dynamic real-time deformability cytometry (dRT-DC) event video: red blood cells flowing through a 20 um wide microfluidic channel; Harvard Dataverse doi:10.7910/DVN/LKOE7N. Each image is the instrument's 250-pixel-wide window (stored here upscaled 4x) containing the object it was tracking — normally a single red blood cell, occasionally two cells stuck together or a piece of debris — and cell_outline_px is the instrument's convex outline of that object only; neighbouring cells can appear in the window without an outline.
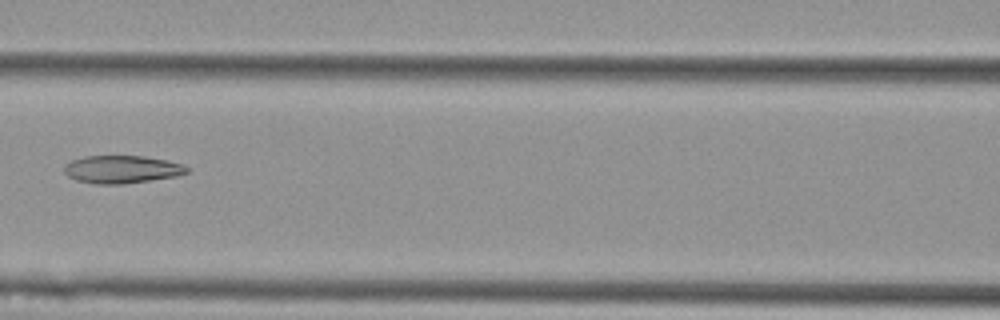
{"species": "Egyptian fruit bat (a non-hibernating species)", "species_latin": "Rousettus aegyptiacus", "temperature_condition": "cold", "stored_images_in_passage": 8, "camera_frame_rate_fps": 3000, "um_per_image_px": 0.085, "animal": {"sex": "female"}, "frame": {"image": 1, "passage_image": 7, "time_ms": 2.0, "image_size_px": [1000, 320], "cell_outline_px": [[188, 172], [176, 176], [124, 184], [96, 184], [76, 180], [68, 176], [64, 172], [64, 164], [72, 160], [84, 156], [144, 156], [168, 160], [184, 164], [188, 168]], "centroid_in_image_um": [10.35, 14.39], "position_along_channel_um": 156.3, "area_um2": 19.94}}
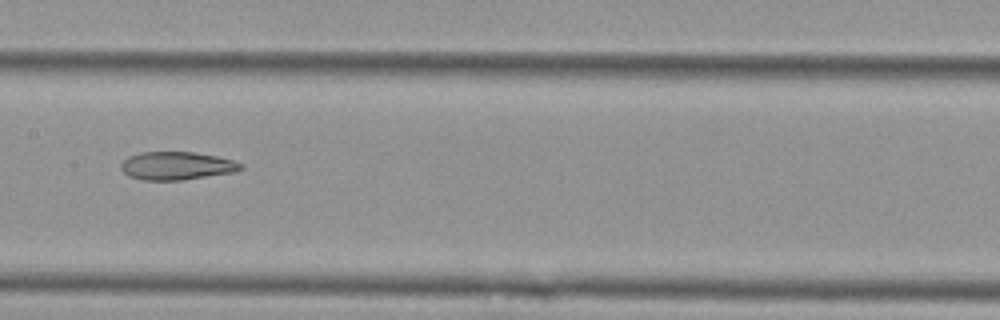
{"frame": {"image": 2, "passage_image": 8, "time_ms": 2.333, "image_size_px": [1000, 320], "cell_outline_px": [[244, 168], [236, 172], [184, 180], [144, 180], [128, 176], [120, 168], [120, 164], [128, 156], [140, 152], [192, 152], [216, 156], [232, 160], [244, 164]], "centroid_in_image_um": [15.03, 14.1], "position_along_channel_um": 192.4, "area_um2": 19.77}}